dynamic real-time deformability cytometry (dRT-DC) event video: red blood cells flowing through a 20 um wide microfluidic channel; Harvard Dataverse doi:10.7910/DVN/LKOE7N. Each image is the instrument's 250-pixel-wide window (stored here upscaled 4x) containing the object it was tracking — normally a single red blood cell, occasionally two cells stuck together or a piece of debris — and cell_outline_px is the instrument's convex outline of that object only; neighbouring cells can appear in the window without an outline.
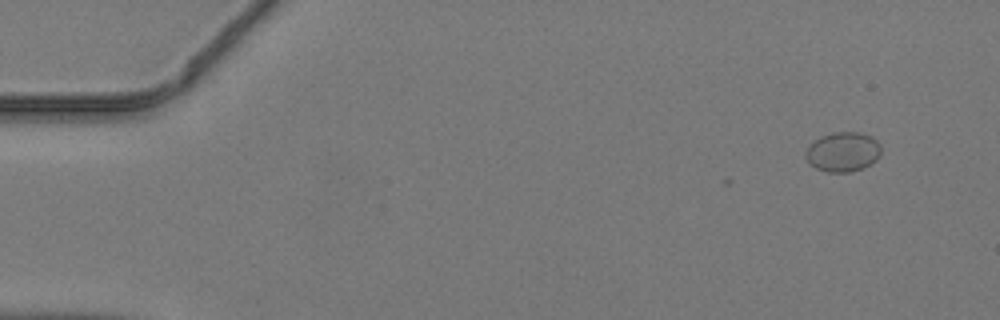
{"species": "common noctule bat (a hibernating species)", "species_latin": "Nyctalus noctula", "temperature_condition": "warm", "stored_images_in_passage": 11, "camera_frame_rate_fps": 3000, "um_per_image_px": 0.085, "animal": {"sex": "male", "body_mass_g": 19.2, "forearm_length_mm": 51.8}, "frame": {"image": 1, "passage_image": 1, "time_ms": 0.0, "image_size_px": [1000, 320], "cell_outline_px": [[880, 156], [876, 160], [852, 172], [828, 172], [816, 168], [808, 164], [804, 156], [804, 152], [820, 136], [832, 132], [860, 132], [872, 136], [880, 144]], "centroid_in_image_um": [71.63, 12.9], "position_along_channel_um": 13.4, "area_um2": 17.46}}
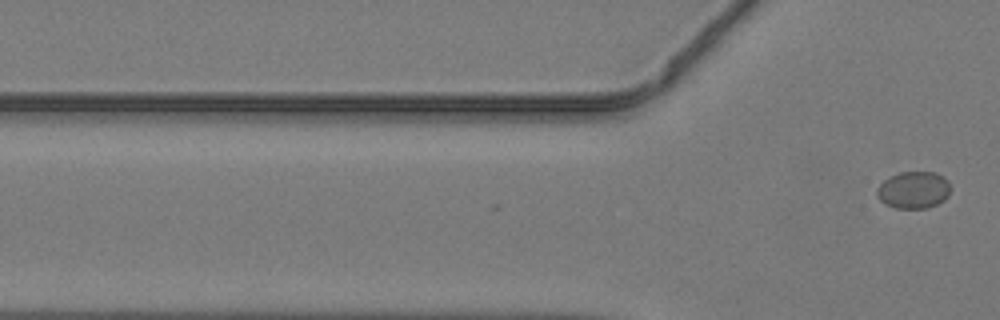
{"frame": {"image": 2, "passage_image": 11, "time_ms": 3.333, "image_size_px": [1000, 320], "cell_outline_px": [[952, 188], [948, 196], [944, 200], [928, 208], [896, 208], [884, 204], [876, 196], [876, 188], [884, 180], [900, 172], [936, 172], [948, 180]], "centroid_in_image_um": [77.67, 16.15], "position_along_channel_um": 48.1, "area_um2": 16.07}}